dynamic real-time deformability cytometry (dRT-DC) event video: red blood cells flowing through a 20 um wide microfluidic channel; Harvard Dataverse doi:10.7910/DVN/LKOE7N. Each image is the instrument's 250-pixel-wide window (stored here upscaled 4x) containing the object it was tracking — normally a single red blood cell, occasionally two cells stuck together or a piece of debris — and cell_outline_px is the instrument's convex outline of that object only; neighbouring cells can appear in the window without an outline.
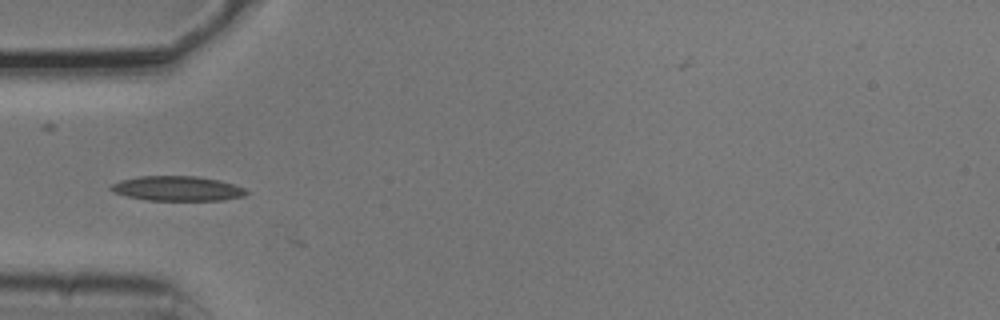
{"species": "common noctule bat (a hibernating species)", "species_latin": "Nyctalus noctula", "temperature_condition": "cold", "stored_images_in_passage": 5, "camera_frame_rate_fps": 3000, "um_per_image_px": 0.085, "animal": {"sex": "male", "body_mass_g": 20.5, "forearm_length_mm": 52.5}, "frame": {"image": 1, "passage_image": 5, "time_ms": 1.333, "image_size_px": [1000, 320], "cell_outline_px": [[248, 192], [244, 196], [224, 200], [148, 200], [128, 196], [112, 192], [108, 188], [112, 184], [120, 180], [140, 176], [196, 176], [220, 180], [244, 188]], "centroid_in_image_um": [15.06, 16.02], "position_along_channel_um": 69.9, "area_um2": 19.48}}